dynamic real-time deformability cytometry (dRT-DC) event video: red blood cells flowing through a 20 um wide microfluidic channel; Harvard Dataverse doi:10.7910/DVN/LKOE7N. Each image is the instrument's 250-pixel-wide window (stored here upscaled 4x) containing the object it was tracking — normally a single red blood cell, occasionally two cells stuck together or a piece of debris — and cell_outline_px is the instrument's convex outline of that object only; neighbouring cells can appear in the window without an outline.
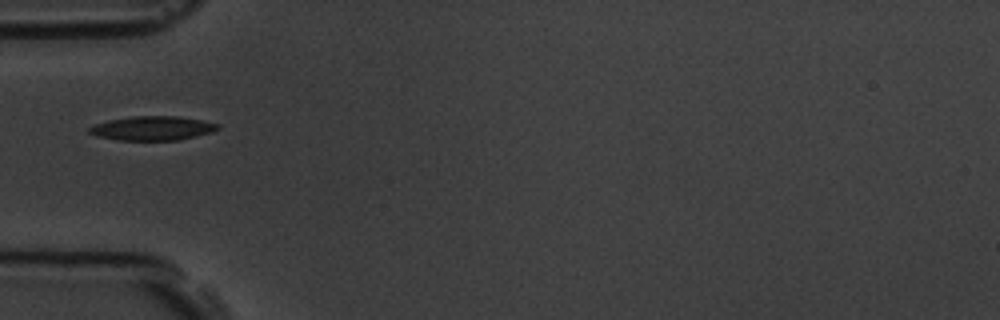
{"species": "common noctule bat (a hibernating species)", "species_latin": "Nyctalus noctula", "temperature_condition": "room temperature", "stored_images_in_passage": 1, "camera_frame_rate_fps": 3000, "um_per_image_px": 0.085, "animal": {"sex": "male", "body_mass_g": 19.5, "forearm_length_mm": 54.6}, "frame": {"image": 1, "passage_image": 1, "time_ms": 0.0, "image_size_px": [1000, 320], "cell_outline_px": [[220, 128], [212, 132], [180, 140], [120, 140], [96, 136], [88, 132], [88, 128], [96, 124], [108, 120], [132, 116], [176, 116], [200, 120], [220, 124]], "centroid_in_image_um": [12.96, 10.9], "position_along_channel_um": 72.0, "area_um2": 18.03}}